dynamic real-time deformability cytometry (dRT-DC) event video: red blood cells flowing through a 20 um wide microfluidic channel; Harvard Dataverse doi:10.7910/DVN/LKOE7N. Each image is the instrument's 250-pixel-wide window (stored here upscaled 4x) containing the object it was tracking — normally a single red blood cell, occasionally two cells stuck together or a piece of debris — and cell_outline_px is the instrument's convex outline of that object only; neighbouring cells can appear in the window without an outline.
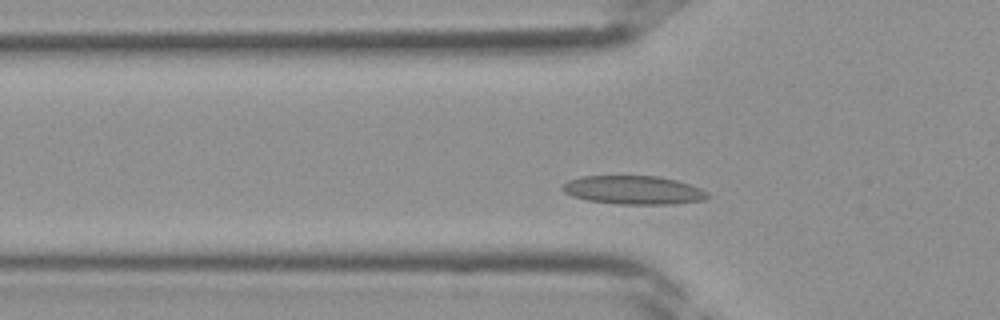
{"species": "Egyptian fruit bat (a non-hibernating species)", "species_latin": "Rousettus aegyptiacus", "temperature_condition": "room temperature", "stored_images_in_passage": 34, "camera_frame_rate_fps": 3000, "um_per_image_px": 0.085, "frame": {"image": 1, "passage_image": 7, "time_ms": 2.0, "image_size_px": [1000, 320], "cell_outline_px": [[712, 196], [704, 200], [672, 204], [620, 204], [588, 200], [572, 196], [564, 192], [560, 188], [568, 180], [580, 176], [660, 176], [676, 180], [700, 188], [708, 192]], "centroid_in_image_um": [53.86, 16.15], "position_along_channel_um": 71.9, "area_um2": 24.22}}
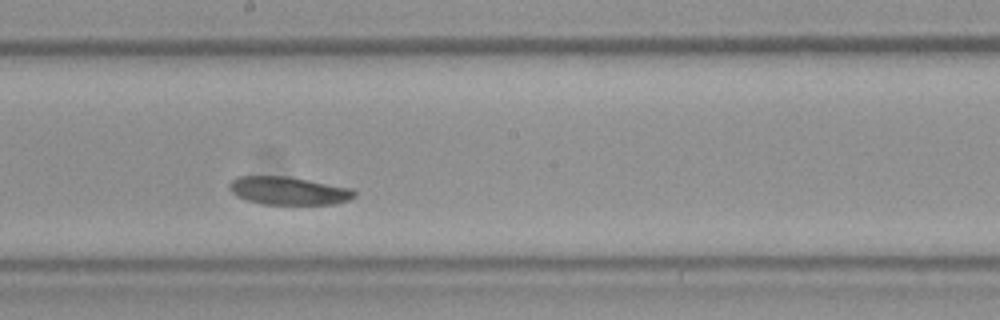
{"frame": {"image": 2, "passage_image": 16, "time_ms": 5.0, "image_size_px": [1000, 320], "cell_outline_px": [[356, 196], [348, 200], [332, 204], [264, 204], [244, 200], [236, 196], [228, 188], [228, 184], [236, 176], [288, 176], [352, 188], [356, 192]], "centroid_in_image_um": [24.49, 16.21], "position_along_channel_um": 223.7, "area_um2": 20.58}}
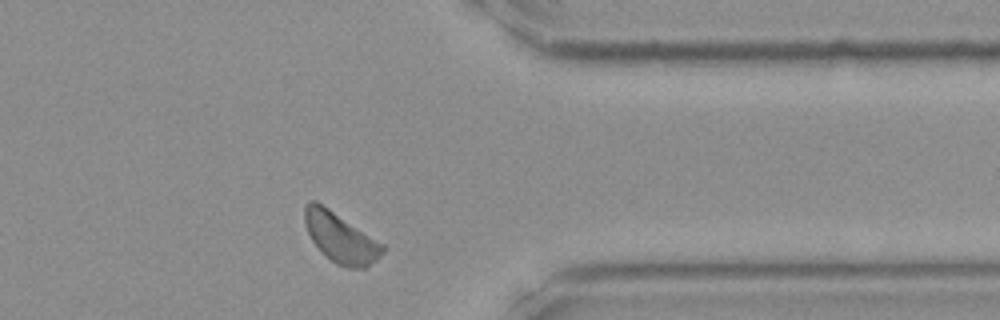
{"frame": {"image": 3, "passage_image": 26, "time_ms": 8.333, "image_size_px": [1000, 320], "cell_outline_px": [[384, 252], [376, 260], [364, 268], [348, 268], [336, 264], [312, 240], [304, 224], [304, 204], [308, 200], [316, 200], [384, 244]], "centroid_in_image_um": [28.94, 20.17], "position_along_channel_um": 382.5, "area_um2": 22.37}}